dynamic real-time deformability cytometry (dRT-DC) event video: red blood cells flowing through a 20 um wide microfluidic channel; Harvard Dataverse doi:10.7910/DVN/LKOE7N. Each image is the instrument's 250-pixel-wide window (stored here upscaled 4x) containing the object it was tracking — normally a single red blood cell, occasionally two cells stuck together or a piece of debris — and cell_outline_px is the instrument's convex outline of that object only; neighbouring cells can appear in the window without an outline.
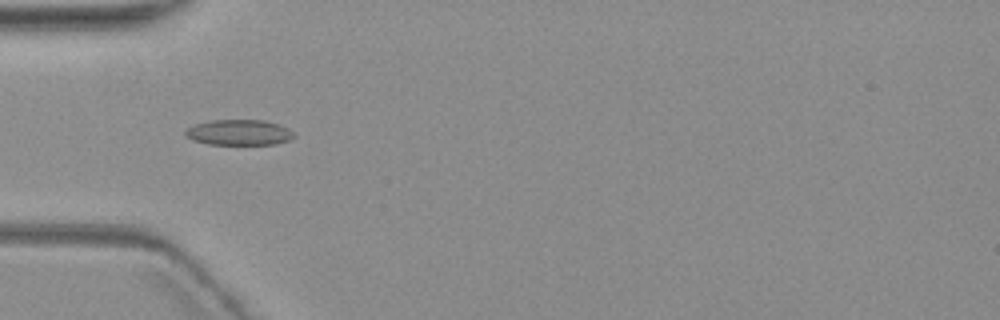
{"species": "common noctule bat (a hibernating species)", "species_latin": "Nyctalus noctula", "temperature_condition": "warm", "stored_images_in_passage": 5, "camera_frame_rate_fps": 3000, "um_per_image_px": 0.085, "animal": {"sex": "female", "body_mass_g": 19.3, "forearm_length_mm": 54.1}, "frame": {"image": 1, "passage_image": 5, "time_ms": 5.667, "image_size_px": [1000, 320], "cell_outline_px": [[296, 136], [288, 140], [276, 144], [208, 144], [192, 140], [184, 136], [184, 132], [188, 128], [196, 124], [212, 120], [264, 120], [288, 128]], "centroid_in_image_um": [20.29, 11.26], "position_along_channel_um": 64.7, "area_um2": 16.07}}